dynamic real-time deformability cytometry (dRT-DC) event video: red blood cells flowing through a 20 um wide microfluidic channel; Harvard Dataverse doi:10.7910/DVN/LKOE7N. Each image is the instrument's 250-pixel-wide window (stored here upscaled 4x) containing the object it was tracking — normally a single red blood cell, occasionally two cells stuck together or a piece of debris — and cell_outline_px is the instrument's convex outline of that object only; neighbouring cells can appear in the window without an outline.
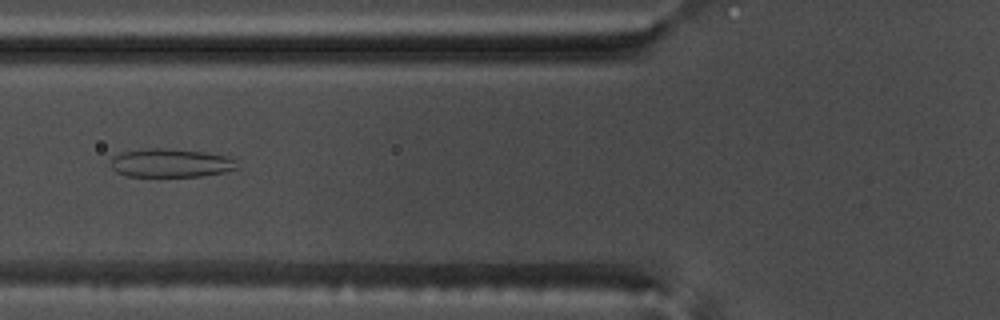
{"species": "common noctule bat (a hibernating species)", "species_latin": "Nyctalus noctula", "temperature_condition": "warm", "stored_images_in_passage": 52, "camera_frame_rate_fps": 3000, "um_per_image_px": 0.085, "animal": {"sex": "male", "body_mass_g": 17.5, "forearm_length_mm": 52.3}, "frame": {"image": 1, "passage_image": 19, "time_ms": 6.0, "image_size_px": [1000, 320], "cell_outline_px": [[236, 168], [224, 172], [200, 176], [124, 176], [116, 172], [112, 168], [112, 160], [120, 152], [148, 148], [164, 148], [200, 152], [228, 156], [236, 160]], "centroid_in_image_um": [14.49, 13.86], "position_along_channel_um": 111.3, "area_um2": 20.75}}
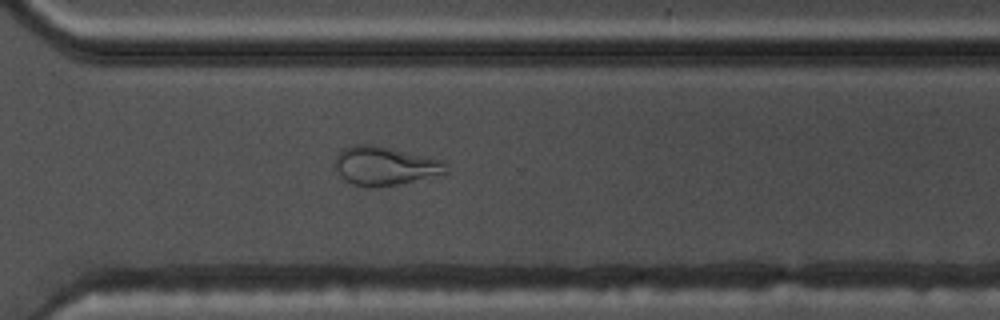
{"frame": {"image": 2, "passage_image": 37, "time_ms": 12.0, "image_size_px": [1000, 320], "cell_outline_px": [[448, 172], [396, 184], [352, 184], [344, 180], [340, 176], [332, 164], [336, 156], [344, 148], [352, 144], [372, 144], [444, 160]], "centroid_in_image_um": [32.66, 14.05], "position_along_channel_um": 337.9, "area_um2": 24.33}}
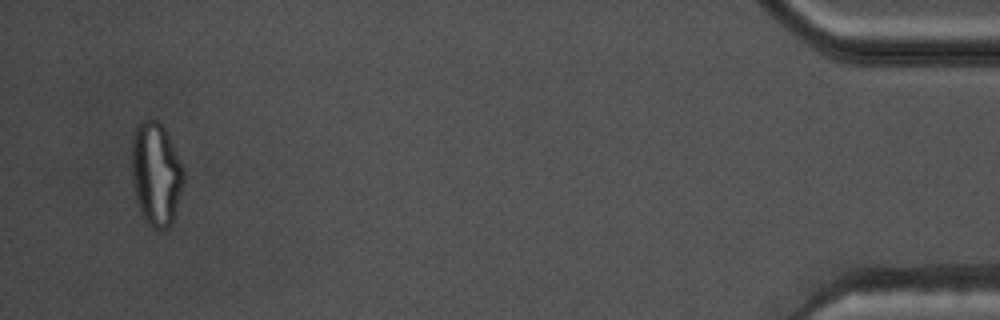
{"frame": {"image": 3, "passage_image": 50, "time_ms": 16.333, "image_size_px": [1000, 320], "cell_outline_px": [[184, 180], [172, 220], [168, 228], [160, 232], [156, 232], [144, 220], [140, 212], [132, 184], [132, 140], [136, 124], [140, 120], [148, 116], [156, 116], [160, 120], [180, 160], [184, 172]], "centroid_in_image_um": [13.23, 14.74], "position_along_channel_um": 422.0, "area_um2": 31.79}, "authors_computed_cell_mechanics": {"area_um2": 27.3105, "velocity_mm_per_s": 3.7923, "shape_relaxation_time_tau1_ms": null, "shape_relaxation_time_tau2_ms": 1.5739, "deformation_change_tau1": null, "deformation_change_tau2": 0.1073}}